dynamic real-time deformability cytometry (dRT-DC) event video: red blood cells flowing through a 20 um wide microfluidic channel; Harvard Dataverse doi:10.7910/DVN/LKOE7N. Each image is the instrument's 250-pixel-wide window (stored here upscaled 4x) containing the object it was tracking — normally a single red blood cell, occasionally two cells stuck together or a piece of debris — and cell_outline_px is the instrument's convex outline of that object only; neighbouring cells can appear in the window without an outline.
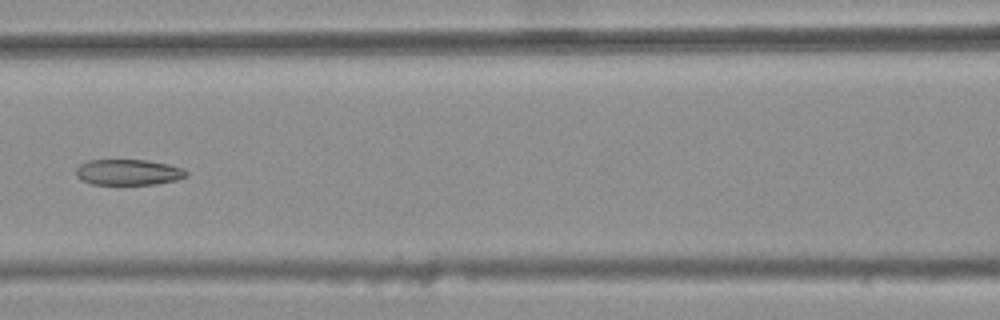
{"species": "common noctule bat (a hibernating species)", "species_latin": "Nyctalus noctula", "temperature_condition": "warm", "stored_images_in_passage": 9, "camera_frame_rate_fps": 3000, "um_per_image_px": 0.085, "animal": {"sex": "female", "body_mass_g": 25.1}, "frame": {"image": 1, "passage_image": 6, "time_ms": 1.667, "image_size_px": [1000, 320], "cell_outline_px": [[188, 176], [176, 180], [156, 184], [92, 184], [76, 176], [76, 168], [80, 164], [88, 160], [148, 160], [168, 164], [184, 168], [188, 172]], "centroid_in_image_um": [10.94, 14.63], "position_along_channel_um": 155.7, "area_um2": 16.59}}
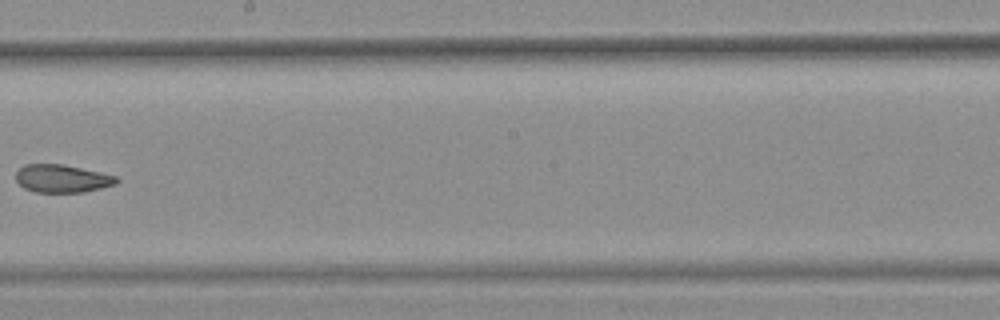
{"frame": {"image": 2, "passage_image": 8, "time_ms": 2.333, "image_size_px": [1000, 320], "cell_outline_px": [[120, 180], [116, 184], [84, 192], [36, 192], [24, 188], [16, 180], [16, 172], [24, 164], [60, 164], [100, 172], [116, 176]], "centroid_in_image_um": [5.27, 15.18], "position_along_channel_um": 242.9, "area_um2": 16.24}}
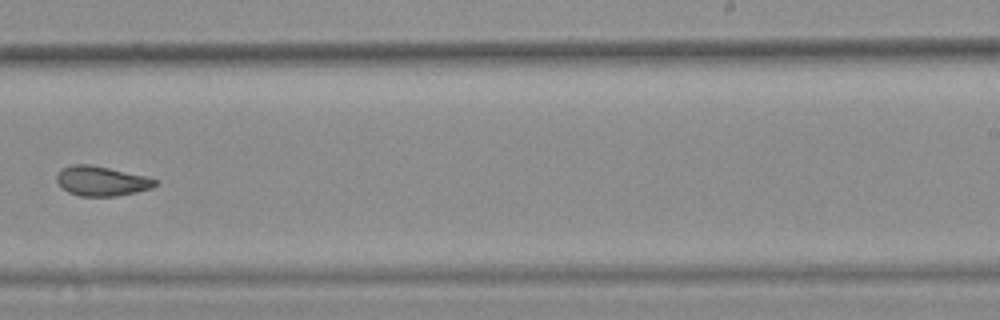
{"frame": {"image": 3, "passage_image": 9, "time_ms": 2.667, "image_size_px": [1000, 320], "cell_outline_px": [[156, 184], [152, 188], [136, 192], [116, 196], [80, 196], [68, 192], [56, 180], [56, 176], [64, 168], [72, 164], [88, 164], [108, 168], [144, 176], [156, 180]], "centroid_in_image_um": [8.62, 15.39], "position_along_channel_um": 280.4, "area_um2": 16.65}}